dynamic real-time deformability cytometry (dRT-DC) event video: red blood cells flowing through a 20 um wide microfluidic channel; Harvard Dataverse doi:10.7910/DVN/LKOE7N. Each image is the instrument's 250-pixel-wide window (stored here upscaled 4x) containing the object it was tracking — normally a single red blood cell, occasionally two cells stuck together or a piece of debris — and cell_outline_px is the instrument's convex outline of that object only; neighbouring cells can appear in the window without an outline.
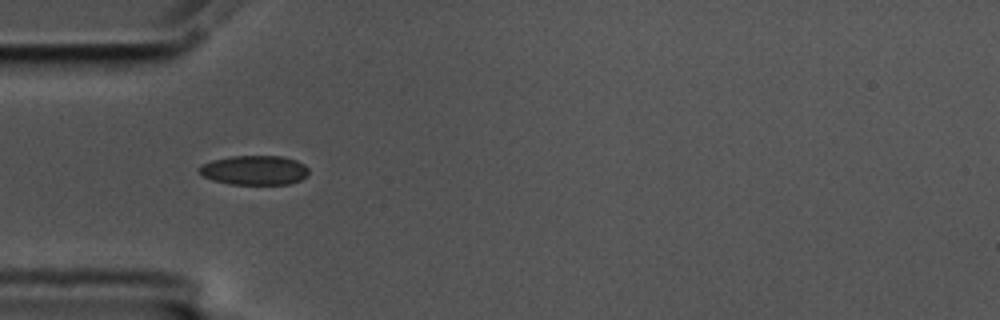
{"species": "common noctule bat (a hibernating species)", "species_latin": "Nyctalus noctula", "temperature_condition": "cold", "stored_images_in_passage": 6, "camera_frame_rate_fps": 3000, "um_per_image_px": 0.085, "animal": {"sex": "male", "body_mass_g": 17.5, "forearm_length_mm": 52.3}, "frame": {"image": 1, "passage_image": 6, "time_ms": 1.667, "image_size_px": [1000, 320], "cell_outline_px": [[308, 176], [300, 180], [288, 184], [232, 184], [212, 180], [204, 176], [196, 168], [200, 164], [212, 160], [232, 156], [280, 156], [296, 160], [304, 164], [308, 168]], "centroid_in_image_um": [21.62, 14.46], "position_along_channel_um": 63.4, "area_um2": 18.84}}